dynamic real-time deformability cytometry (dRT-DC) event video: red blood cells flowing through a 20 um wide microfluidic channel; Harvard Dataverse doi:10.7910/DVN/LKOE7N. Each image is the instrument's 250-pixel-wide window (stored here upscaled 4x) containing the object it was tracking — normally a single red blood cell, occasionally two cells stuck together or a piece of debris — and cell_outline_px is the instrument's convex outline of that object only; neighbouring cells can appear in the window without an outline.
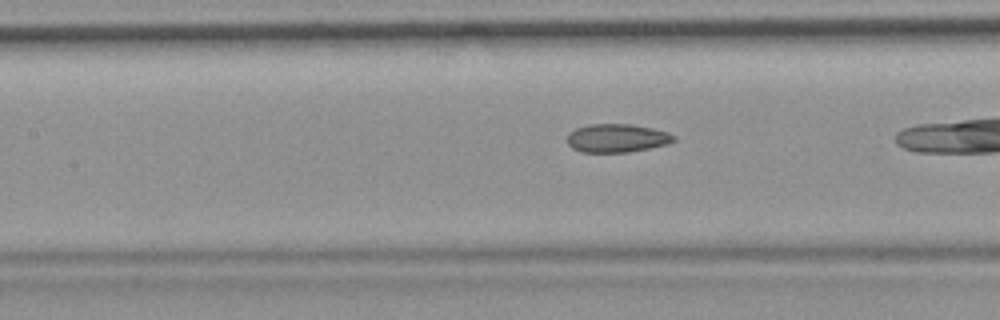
{"species": "common noctule bat (a hibernating species)", "species_latin": "Nyctalus noctula", "temperature_condition": "room temperature", "stored_images_in_passage": 16, "camera_frame_rate_fps": 3000, "um_per_image_px": 0.085, "animal": {"sex": "female", "body_mass_g": 19.9}, "frame": {"image": 1, "passage_image": 14, "time_ms": 4.333, "image_size_px": [1000, 320], "cell_outline_px": [[676, 140], [668, 144], [628, 152], [580, 152], [572, 148], [568, 144], [568, 132], [576, 128], [588, 124], [632, 124], [652, 128], [668, 132], [676, 136]], "centroid_in_image_um": [52.44, 11.73], "position_along_channel_um": 155.0, "area_um2": 17.74}}